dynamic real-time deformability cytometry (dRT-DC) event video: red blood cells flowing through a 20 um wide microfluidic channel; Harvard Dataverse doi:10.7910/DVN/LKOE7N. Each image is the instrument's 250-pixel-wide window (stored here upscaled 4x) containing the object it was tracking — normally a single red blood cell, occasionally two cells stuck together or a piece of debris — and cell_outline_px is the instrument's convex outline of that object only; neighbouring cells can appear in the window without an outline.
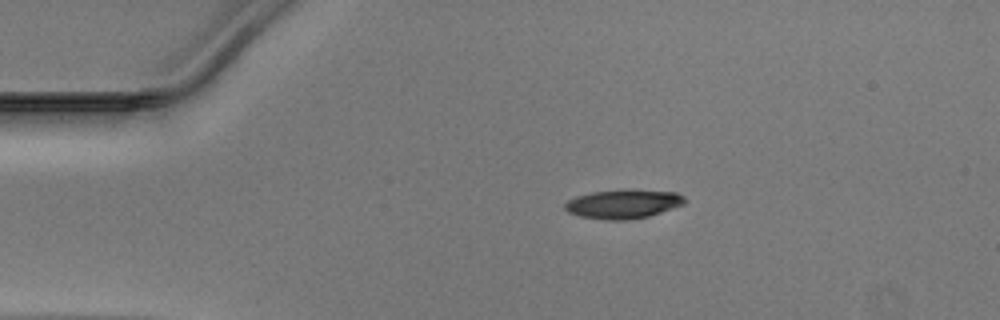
{"species": "Egyptian fruit bat (a non-hibernating species)", "species_latin": "Rousettus aegyptiacus", "temperature_condition": "warm", "stored_images_in_passage": 41, "camera_frame_rate_fps": 3000, "um_per_image_px": 0.085, "animal": {"sex": "male"}, "frame": {"image": 1, "passage_image": 1, "time_ms": 0.0, "image_size_px": [1000, 320], "cell_outline_px": [[688, 200], [684, 204], [648, 216], [624, 220], [604, 220], [580, 216], [568, 212], [564, 208], [564, 204], [568, 200], [576, 196], [592, 192], [620, 188], [628, 188], [676, 192], [684, 196]], "centroid_in_image_um": [52.98, 17.31], "position_along_channel_um": 32.0, "area_um2": 20.63}}
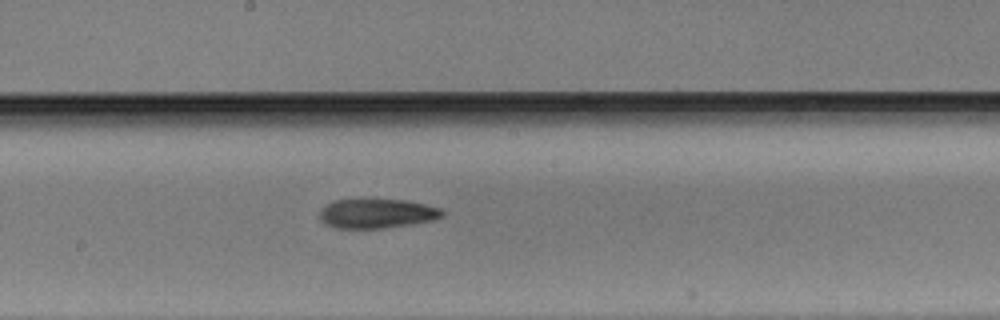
{"frame": {"image": 2, "passage_image": 18, "time_ms": 5.667, "image_size_px": [1000, 320], "cell_outline_px": [[444, 216], [432, 220], [384, 228], [336, 228], [324, 224], [320, 220], [320, 208], [332, 200], [360, 196], [364, 196], [404, 200], [424, 204], [440, 208], [444, 212]], "centroid_in_image_um": [31.94, 18.09], "position_along_channel_um": 216.3, "area_um2": 21.96}}
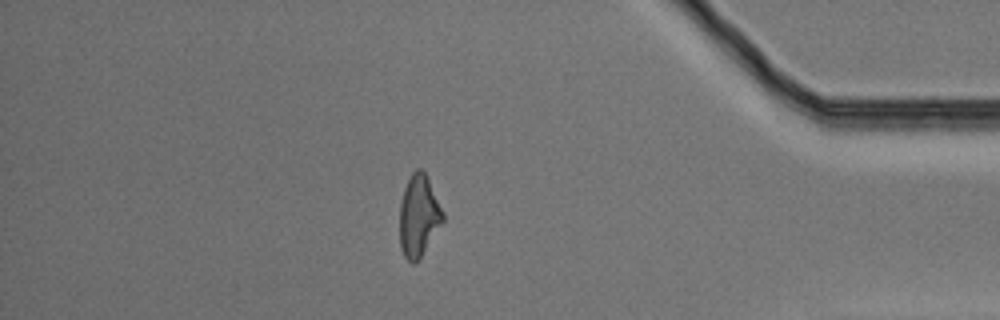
{"frame": {"image": 3, "passage_image": 34, "time_ms": 11.0, "image_size_px": [1000, 320], "cell_outline_px": [[444, 220], [416, 264], [412, 264], [404, 256], [400, 248], [400, 204], [404, 188], [412, 172], [416, 168], [420, 168], [424, 172], [444, 212]], "centroid_in_image_um": [35.58, 18.37], "position_along_channel_um": 399.6, "area_um2": 20.4}}